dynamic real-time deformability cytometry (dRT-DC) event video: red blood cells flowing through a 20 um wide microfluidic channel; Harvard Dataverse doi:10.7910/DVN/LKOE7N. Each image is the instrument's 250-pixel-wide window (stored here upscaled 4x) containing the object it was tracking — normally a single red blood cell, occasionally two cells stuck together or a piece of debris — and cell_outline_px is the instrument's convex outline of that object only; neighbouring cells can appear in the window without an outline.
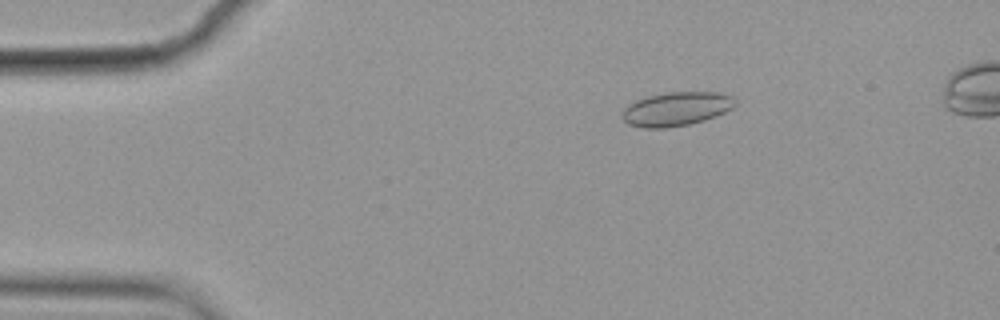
{"species": "common noctule bat (a hibernating species)", "species_latin": "Nyctalus noctula", "temperature_condition": "cold", "stored_images_in_passage": 56, "camera_frame_rate_fps": 3000, "um_per_image_px": 0.085, "animal": {"sex": "female", "body_mass_g": 19.9}, "frame": {"image": 1, "passage_image": 10, "time_ms": 3.0, "image_size_px": [1000, 320], "cell_outline_px": [[736, 104], [732, 108], [716, 116], [704, 120], [688, 124], [664, 128], [640, 128], [628, 124], [624, 120], [624, 108], [628, 104], [636, 100], [648, 96], [664, 92], [720, 92], [732, 96], [736, 100]], "centroid_in_image_um": [57.5, 9.25], "position_along_channel_um": 27.5, "area_um2": 22.31}}
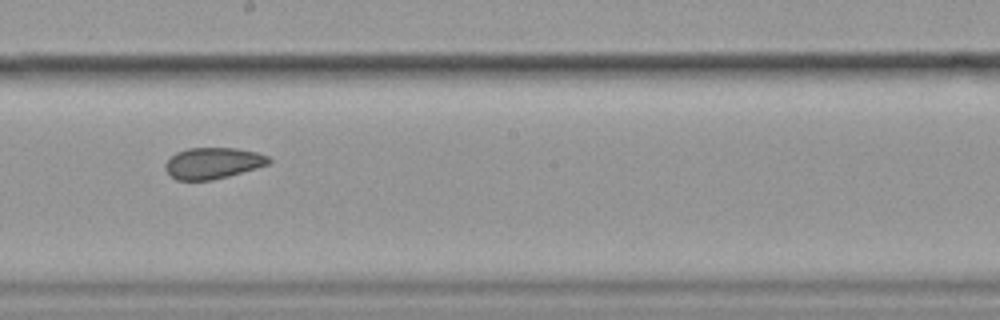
{"frame": {"image": 2, "passage_image": 32, "time_ms": 10.333, "image_size_px": [1000, 320], "cell_outline_px": [[272, 160], [268, 164], [256, 168], [228, 176], [212, 180], [176, 180], [164, 168], [164, 164], [176, 152], [188, 148], [236, 148], [256, 152], [268, 156]], "centroid_in_image_um": [18.09, 13.86], "position_along_channel_um": 230.1, "area_um2": 18.73}}
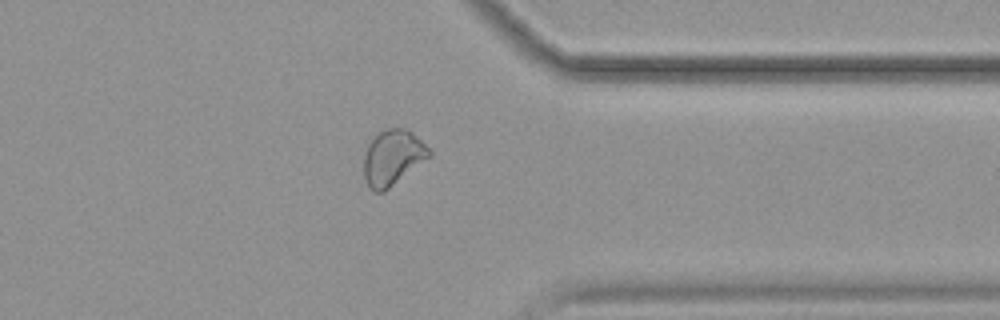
{"frame": {"image": 3, "passage_image": 45, "time_ms": 14.667, "image_size_px": [1000, 320], "cell_outline_px": [[432, 156], [384, 192], [376, 192], [368, 184], [364, 176], [364, 152], [372, 136], [384, 128], [408, 128], [432, 152]], "centroid_in_image_um": [33.38, 13.36], "position_along_channel_um": 378.0, "area_um2": 21.27}, "authors_computed_cell_mechanics": {"area_um2": 20.9236, "velocity_mm_per_s": 3.5539, "shape_relaxation_time_tau1_ms": null, "shape_relaxation_time_tau2_ms": 2.8738, "deformation_change_tau1": null, "deformation_change_tau2": 0.0628}}